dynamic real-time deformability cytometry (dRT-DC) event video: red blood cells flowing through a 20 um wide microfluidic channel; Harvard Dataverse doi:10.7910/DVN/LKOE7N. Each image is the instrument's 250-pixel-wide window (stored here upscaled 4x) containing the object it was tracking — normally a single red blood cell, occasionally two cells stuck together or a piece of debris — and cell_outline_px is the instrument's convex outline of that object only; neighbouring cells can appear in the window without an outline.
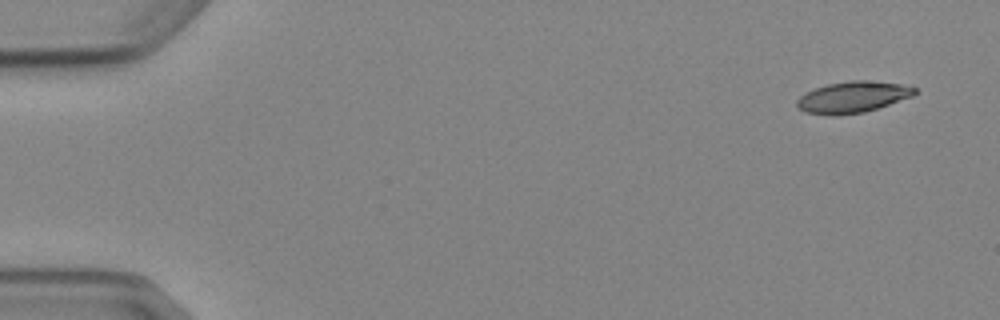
{"species": "Egyptian fruit bat (a non-hibernating species)", "species_latin": "Rousettus aegyptiacus", "temperature_condition": "cold", "stored_images_in_passage": 6, "camera_frame_rate_fps": 3000, "um_per_image_px": 0.085, "animal": {"sex": "female"}, "frame": {"image": 1, "passage_image": 1, "time_ms": 0.0, "image_size_px": [1000, 320], "cell_outline_px": [[916, 92], [912, 96], [864, 112], [836, 116], [832, 116], [804, 112], [796, 104], [796, 100], [804, 92], [828, 84], [852, 80], [864, 80], [904, 84], [916, 88]], "centroid_in_image_um": [72.44, 8.25], "position_along_channel_um": 12.6, "area_um2": 21.39}}
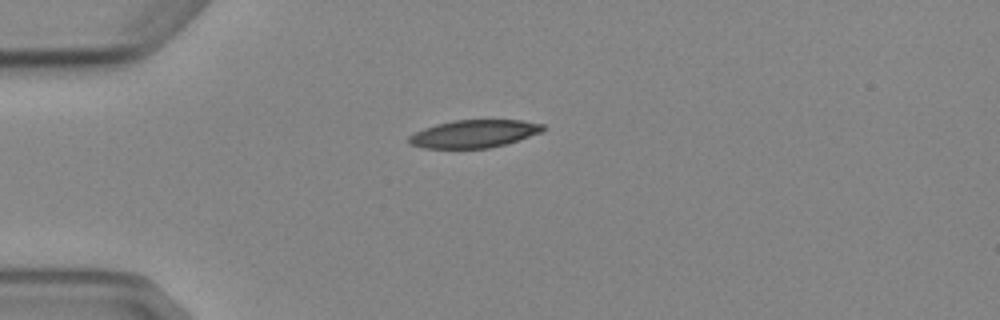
{"frame": {"image": 2, "passage_image": 4, "time_ms": 3.667, "image_size_px": [1000, 320], "cell_outline_px": [[544, 132], [504, 144], [488, 148], [424, 148], [408, 144], [408, 136], [424, 128], [436, 124], [452, 120], [520, 120], [544, 124]], "centroid_in_image_um": [40.28, 11.37], "position_along_channel_um": 44.7, "area_um2": 21.68}}
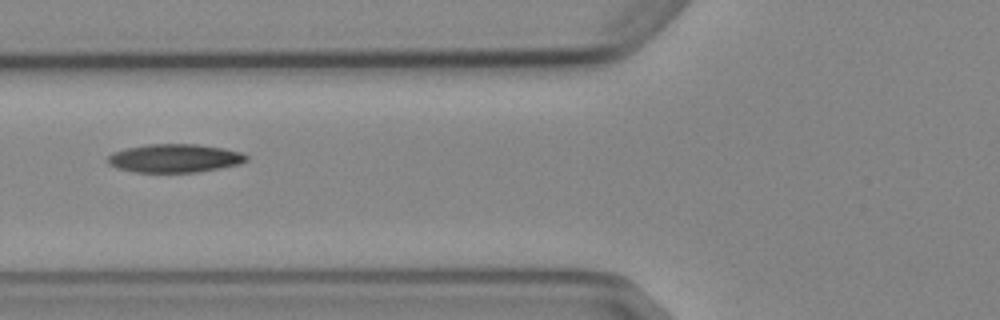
{"frame": {"image": 3, "passage_image": 6, "time_ms": 6.0, "image_size_px": [1000, 320], "cell_outline_px": [[248, 160], [240, 164], [196, 172], [136, 172], [116, 168], [108, 164], [108, 156], [112, 152], [128, 148], [148, 144], [196, 144], [224, 148], [240, 152], [248, 156]], "centroid_in_image_um": [14.84, 13.45], "position_along_channel_um": 111.0, "area_um2": 22.89}}